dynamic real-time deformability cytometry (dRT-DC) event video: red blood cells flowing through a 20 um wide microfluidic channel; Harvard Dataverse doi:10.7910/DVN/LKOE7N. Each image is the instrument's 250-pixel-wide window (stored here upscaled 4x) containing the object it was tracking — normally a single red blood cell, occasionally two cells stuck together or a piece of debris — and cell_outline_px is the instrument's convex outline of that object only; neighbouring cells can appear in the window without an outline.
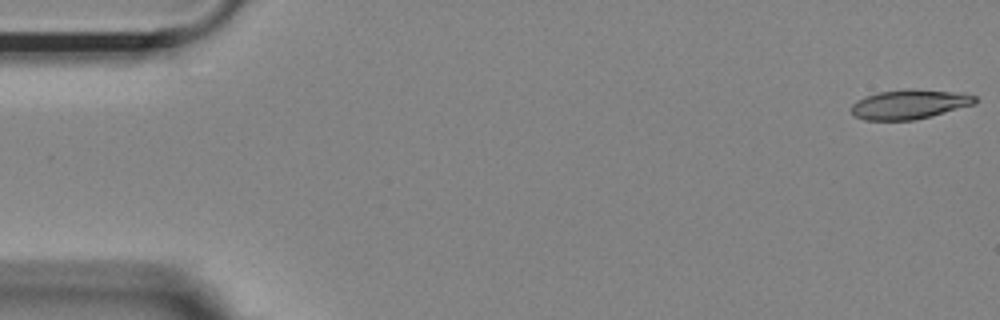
{"species": "Egyptian fruit bat (a non-hibernating species)", "species_latin": "Rousettus aegyptiacus", "temperature_condition": "room temperature", "stored_images_in_passage": 54, "camera_frame_rate_fps": 3000, "um_per_image_px": 0.085, "animal": {"sex": "female"}, "frame": {"image": 1, "passage_image": 1, "time_ms": 0.0, "image_size_px": [1000, 320], "cell_outline_px": [[976, 104], [916, 120], [864, 120], [856, 116], [852, 112], [852, 104], [856, 100], [864, 96], [876, 92], [908, 88], [952, 92], [976, 96]], "centroid_in_image_um": [77.27, 8.86], "position_along_channel_um": 7.7, "area_um2": 21.27}}
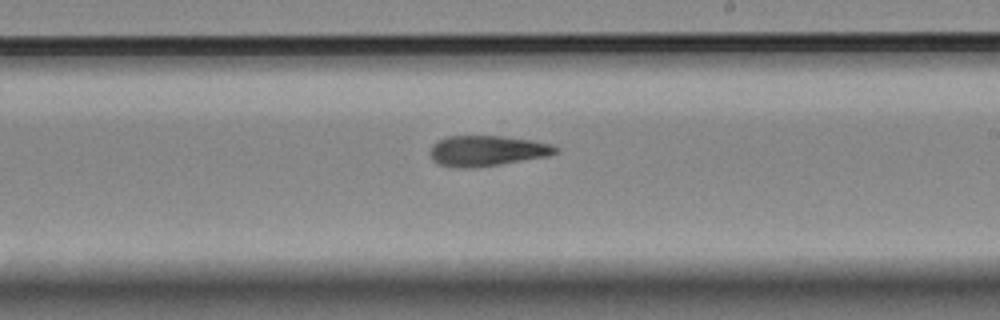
{"frame": {"image": 2, "passage_image": 31, "time_ms": 10.0, "image_size_px": [1000, 320], "cell_outline_px": [[560, 152], [548, 156], [500, 164], [472, 168], [456, 168], [436, 164], [432, 160], [428, 152], [432, 144], [436, 140], [448, 136], [504, 136], [532, 140], [552, 144], [560, 148]], "centroid_in_image_um": [41.37, 12.82], "position_along_channel_um": 247.6, "area_um2": 22.77}}
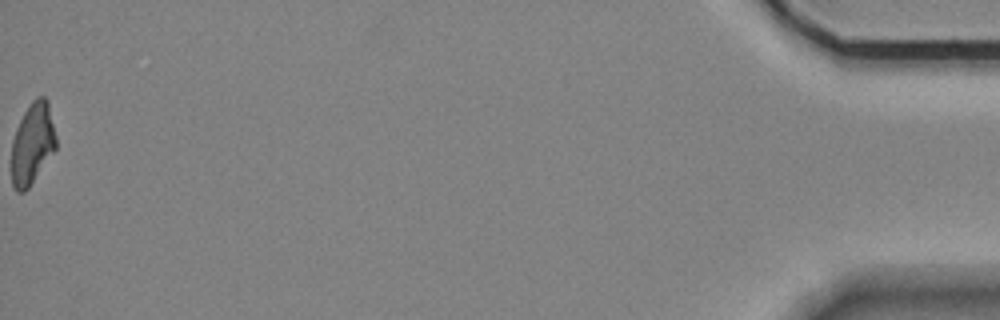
{"frame": {"image": 3, "passage_image": 54, "time_ms": 17.667, "image_size_px": [1000, 320], "cell_outline_px": [[56, 148], [28, 188], [24, 192], [16, 192], [12, 184], [12, 140], [16, 128], [24, 112], [32, 100], [36, 96], [44, 96], [48, 100], [56, 136]], "centroid_in_image_um": [2.75, 12.18], "position_along_channel_um": 432.4, "area_um2": 21.04}, "authors_computed_cell_mechanics": {"area_um2": 22.1952, "velocity_mm_per_s": 3.709, "shape_relaxation_time_tau1_ms": null, "shape_relaxation_time_tau2_ms": 8.832, "deformation_change_tau1": null, "deformation_change_tau2": 0.2123}}